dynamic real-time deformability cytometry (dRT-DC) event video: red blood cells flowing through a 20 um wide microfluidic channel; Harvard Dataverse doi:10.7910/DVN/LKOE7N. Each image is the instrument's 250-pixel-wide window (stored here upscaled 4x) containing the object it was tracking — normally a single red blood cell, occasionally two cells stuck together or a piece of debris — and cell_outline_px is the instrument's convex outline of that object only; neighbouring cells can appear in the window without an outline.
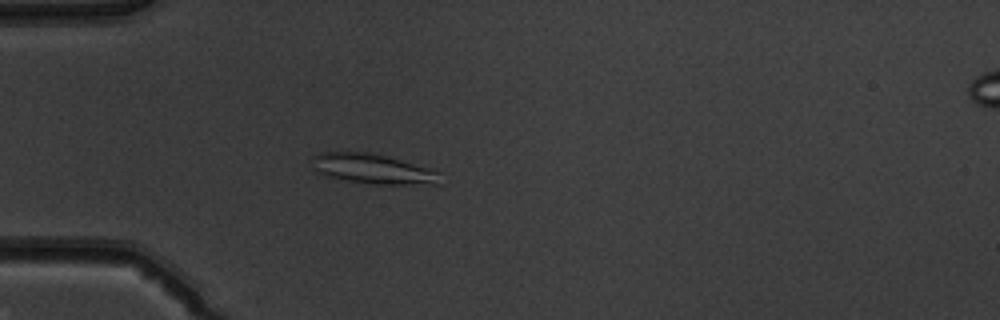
{"species": "common noctule bat (a hibernating species)", "species_latin": "Nyctalus noctula", "temperature_condition": "warm", "stored_images_in_passage": 51, "camera_frame_rate_fps": 3000, "um_per_image_px": 0.085, "animal": {"sex": "male", "body_mass_g": 19.5, "forearm_length_mm": 54.6}, "frame": {"image": 1, "passage_image": 15, "time_ms": 4.667, "image_size_px": [1000, 320], "cell_outline_px": [[440, 184], [372, 184], [324, 176], [312, 168], [312, 156], [320, 152], [368, 152], [388, 156], [432, 168], [440, 172]], "centroid_in_image_um": [31.7, 14.35], "position_along_channel_um": 53.3, "area_um2": 22.54}}
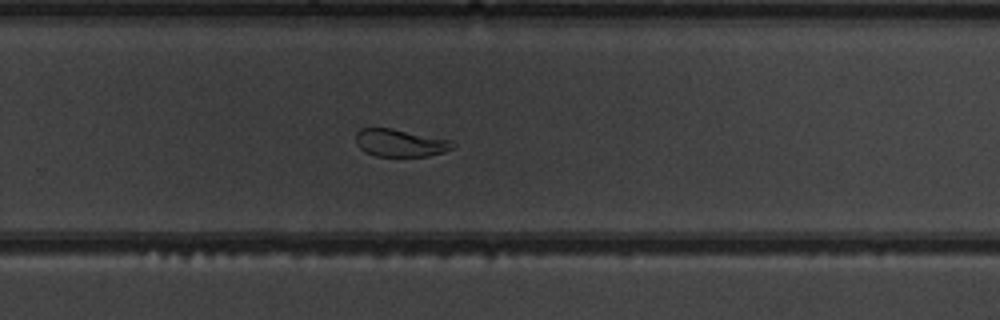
{"frame": {"image": 2, "passage_image": 34, "time_ms": 11.0, "image_size_px": [1000, 320], "cell_outline_px": [[456, 148], [444, 152], [428, 156], [376, 156], [360, 148], [356, 144], [356, 132], [360, 128], [392, 128], [452, 140], [456, 144]], "centroid_in_image_um": [34.06, 12.14], "position_along_channel_um": 295.7, "area_um2": 15.66}}
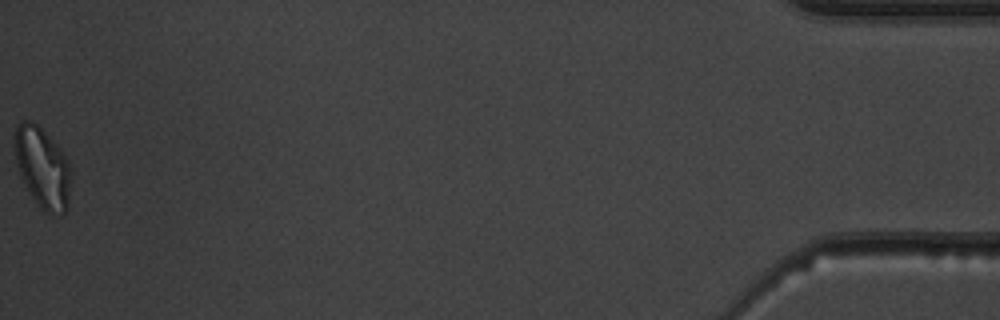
{"frame": {"image": 3, "passage_image": 51, "time_ms": 16.667, "image_size_px": [1000, 320], "cell_outline_px": [[72, 172], [68, 208], [60, 216], [52, 216], [44, 212], [36, 204], [20, 176], [16, 164], [12, 144], [12, 136], [16, 128], [24, 120], [32, 120], [60, 148], [68, 160], [72, 168]], "centroid_in_image_um": [3.61, 14.29], "position_along_channel_um": 431.6, "area_um2": 27.28}, "authors_computed_cell_mechanics": {"area_um2": 20.1722, "velocity_mm_per_s": 4.0192, "shape_relaxation_time_tau1_ms": null, "shape_relaxation_time_tau2_ms": 1.7042, "deformation_change_tau1": null, "deformation_change_tau2": 0.0589}}